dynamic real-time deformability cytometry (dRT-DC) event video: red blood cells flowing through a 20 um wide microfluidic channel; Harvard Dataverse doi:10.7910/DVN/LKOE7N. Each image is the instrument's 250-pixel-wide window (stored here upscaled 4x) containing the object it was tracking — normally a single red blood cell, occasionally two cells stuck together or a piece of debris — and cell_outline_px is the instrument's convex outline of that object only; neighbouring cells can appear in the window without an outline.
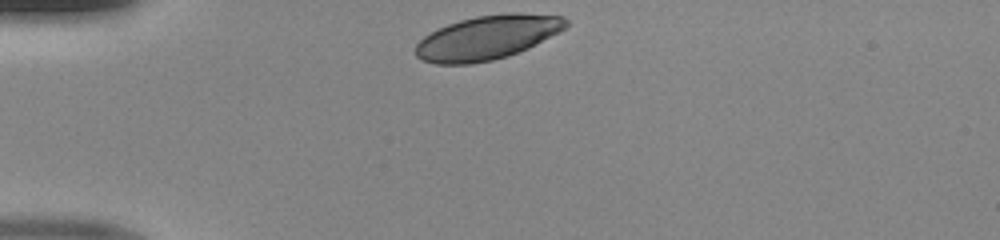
{"species": "human", "species_latin": "Homo sapiens", "temperature_condition": "room temperature", "stored_images_in_passage": 29, "camera_frame_rate_fps": 3000, "um_per_image_px": 0.085, "donor": {"sex": "male"}, "frame": {"image": 1, "passage_image": 1, "time_ms": 0.0, "image_size_px": [1000, 240], "cell_outline_px": [[568, 24], [564, 28], [528, 48], [508, 56], [492, 60], [472, 64], [436, 64], [424, 60], [416, 56], [416, 44], [424, 36], [448, 24], [460, 20], [476, 16], [508, 12], [520, 12], [564, 16], [568, 20]], "centroid_in_image_um": [41.43, 3.18], "position_along_channel_um": 43.6, "area_um2": 38.44}}
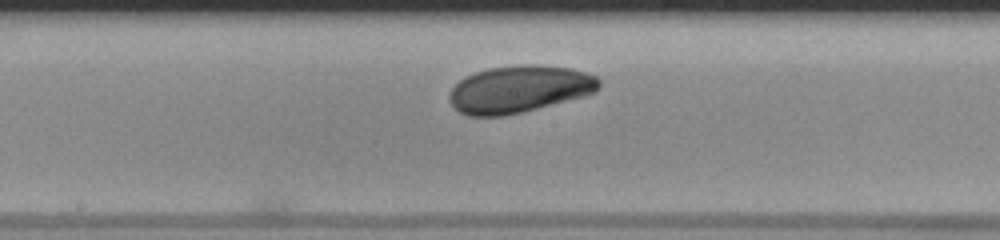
{"frame": {"image": 2, "passage_image": 15, "time_ms": 4.667, "image_size_px": [1000, 240], "cell_outline_px": [[600, 88], [584, 96], [504, 116], [468, 116], [460, 112], [448, 100], [448, 96], [452, 88], [464, 76], [488, 68], [520, 64], [536, 64], [572, 68], [596, 76], [600, 80]], "centroid_in_image_um": [44.12, 7.56], "position_along_channel_um": 204.1, "area_um2": 41.04}}
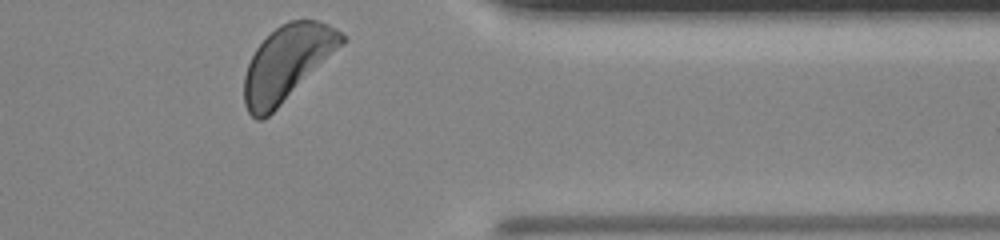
{"frame": {"image": 3, "passage_image": 29, "time_ms": 9.333, "image_size_px": [1000, 240], "cell_outline_px": [[348, 40], [344, 44], [264, 120], [256, 120], [248, 112], [244, 104], [244, 76], [248, 64], [256, 48], [280, 24], [288, 20], [316, 20], [328, 24], [336, 28]], "centroid_in_image_um": [24.4, 5.35], "position_along_channel_um": 387.0, "area_um2": 42.19}}